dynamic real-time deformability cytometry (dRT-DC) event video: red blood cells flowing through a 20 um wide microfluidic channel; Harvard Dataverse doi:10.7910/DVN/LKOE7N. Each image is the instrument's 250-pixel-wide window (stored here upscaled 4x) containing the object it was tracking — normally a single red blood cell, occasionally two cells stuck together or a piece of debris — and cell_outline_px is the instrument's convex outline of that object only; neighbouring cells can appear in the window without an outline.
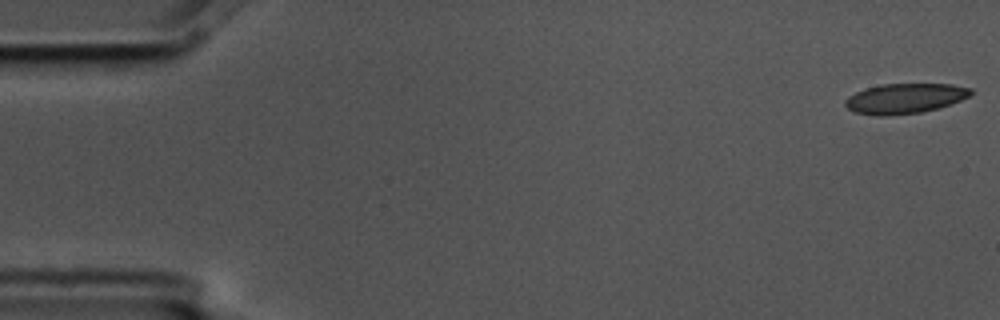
{"species": "common noctule bat (a hibernating species)", "species_latin": "Nyctalus noctula", "temperature_condition": "cold", "stored_images_in_passage": 4, "camera_frame_rate_fps": 3000, "um_per_image_px": 0.085, "animal": {"sex": "male", "body_mass_g": 17.5, "forearm_length_mm": 52.3}, "frame": {"image": 1, "passage_image": 1, "time_ms": 0.0, "image_size_px": [1000, 320], "cell_outline_px": [[972, 92], [968, 96], [960, 100], [936, 108], [920, 112], [884, 116], [876, 116], [856, 112], [848, 108], [844, 104], [844, 100], [848, 96], [856, 92], [880, 84], [952, 84], [972, 88]], "centroid_in_image_um": [76.88, 8.36], "position_along_channel_um": 8.1, "area_um2": 21.73}}